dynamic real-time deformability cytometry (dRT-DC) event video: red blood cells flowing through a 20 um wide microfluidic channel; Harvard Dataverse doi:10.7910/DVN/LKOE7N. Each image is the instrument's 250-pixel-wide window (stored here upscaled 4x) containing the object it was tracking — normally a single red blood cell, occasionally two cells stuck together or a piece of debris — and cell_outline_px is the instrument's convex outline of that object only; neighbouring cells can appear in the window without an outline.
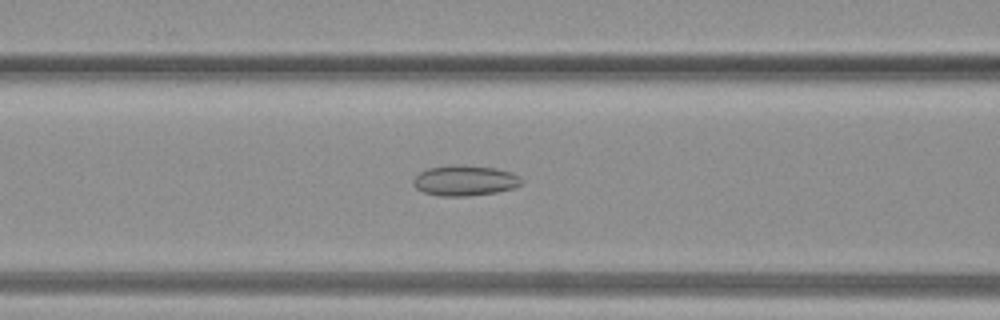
{"species": "common noctule bat (a hibernating species)", "species_latin": "Nyctalus noctula", "temperature_condition": "warm", "stored_images_in_passage": 31, "camera_frame_rate_fps": 3000, "um_per_image_px": 0.085, "animal": {"sex": "female", "body_mass_g": 19.3, "forearm_length_mm": 54.1}, "frame": {"image": 1, "passage_image": 8, "time_ms": 2.333, "image_size_px": [1000, 320], "cell_outline_px": [[524, 180], [520, 184], [512, 188], [496, 192], [468, 196], [440, 196], [424, 192], [416, 188], [412, 184], [412, 180], [420, 172], [428, 168], [452, 164], [460, 164], [496, 168], [512, 172], [520, 176]], "centroid_in_image_um": [39.51, 15.33], "position_along_channel_um": 127.1, "area_um2": 19.36}}
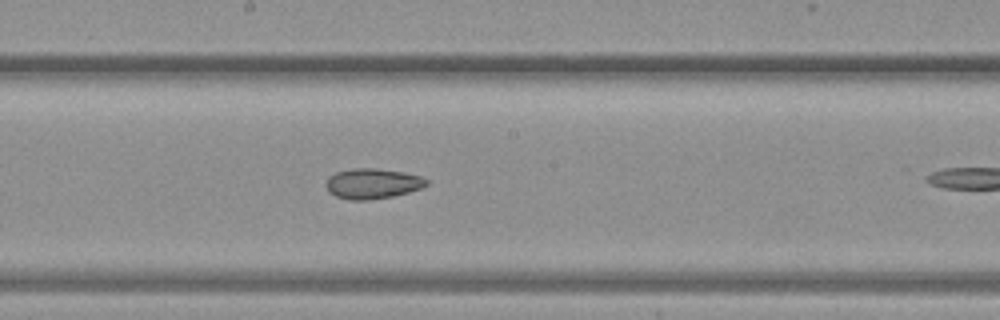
{"frame": {"image": 2, "passage_image": 13, "time_ms": 4.0, "image_size_px": [1000, 320], "cell_outline_px": [[428, 184], [420, 188], [408, 192], [392, 196], [368, 200], [348, 200], [336, 196], [328, 192], [324, 184], [328, 176], [336, 172], [352, 168], [376, 168], [404, 172], [420, 176], [428, 180]], "centroid_in_image_um": [31.61, 15.6], "position_along_channel_um": 216.6, "area_um2": 17.86}}
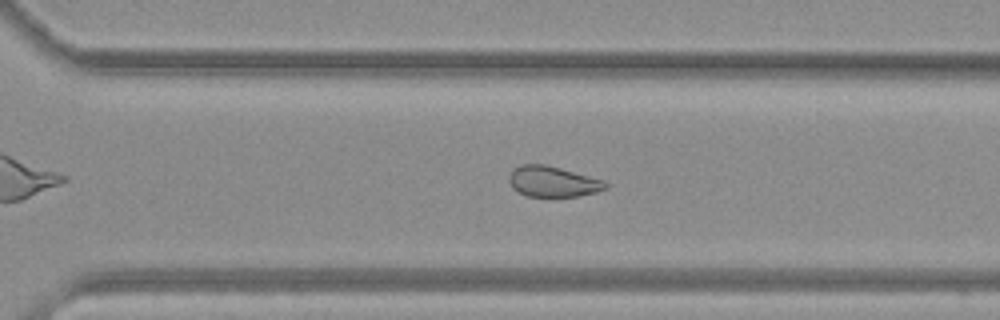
{"frame": {"image": 3, "passage_image": 19, "time_ms": 6.0, "image_size_px": [1000, 320], "cell_outline_px": [[608, 188], [596, 192], [580, 196], [556, 200], [552, 200], [528, 196], [512, 188], [508, 180], [508, 176], [512, 168], [520, 164], [544, 164], [560, 168], [604, 180], [608, 184]], "centroid_in_image_um": [46.98, 15.48], "position_along_channel_um": 323.6, "area_um2": 18.09}}